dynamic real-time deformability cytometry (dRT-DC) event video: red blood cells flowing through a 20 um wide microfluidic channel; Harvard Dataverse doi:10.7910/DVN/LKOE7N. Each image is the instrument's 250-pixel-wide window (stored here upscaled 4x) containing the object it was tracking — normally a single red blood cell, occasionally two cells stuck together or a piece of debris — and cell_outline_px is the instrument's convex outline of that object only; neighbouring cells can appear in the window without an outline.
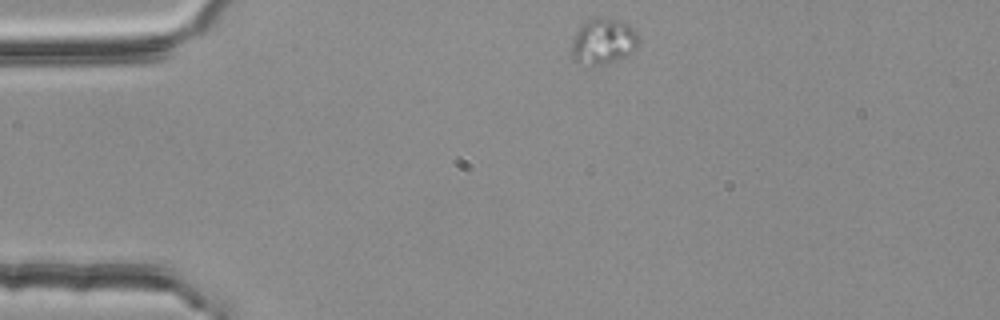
{"species": "common noctule bat (a hibernating species)", "species_latin": "Nyctalus noctula", "temperature_condition": "room temperature", "stored_images_in_passage": 4, "segment_of_instrument_passage": [2, 2], "camera_frame_rate_fps": 3000, "um_per_image_px": 0.085, "animal": {"sex": "female", "body_mass_g": 25.1}, "frame": {"image": 1, "passage_image": 4, "time_ms": 1.0, "image_size_px": [1000, 320], "cell_outline_px": [[640, 40], [636, 48], [632, 52], [616, 60], [604, 64], [592, 64], [576, 60], [572, 56], [572, 40], [576, 32], [592, 16], [616, 20], [628, 24], [636, 32]], "centroid_in_image_um": [51.3, 3.49], "position_along_channel_um": 33.7, "area_um2": 17.46}}